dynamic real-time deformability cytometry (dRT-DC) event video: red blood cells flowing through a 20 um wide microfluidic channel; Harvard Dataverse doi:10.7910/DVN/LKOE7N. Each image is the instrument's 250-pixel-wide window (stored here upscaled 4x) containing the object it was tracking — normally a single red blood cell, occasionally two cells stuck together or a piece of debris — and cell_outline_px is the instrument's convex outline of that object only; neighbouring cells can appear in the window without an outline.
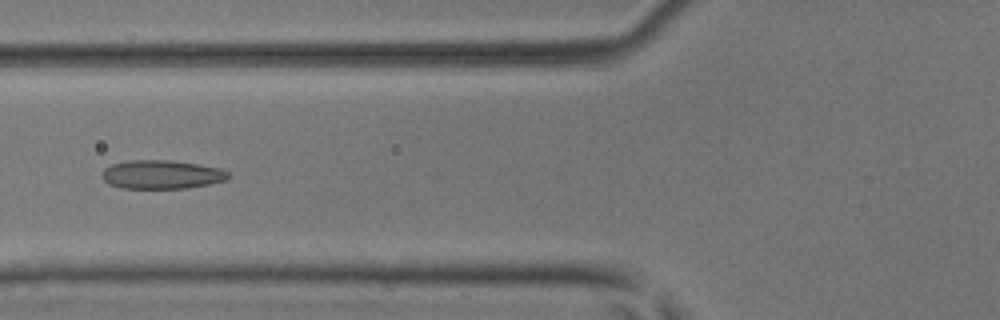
{"species": "common noctule bat (a hibernating species)", "species_latin": "Nyctalus noctula", "temperature_condition": "room temperature", "stored_images_in_passage": 5, "camera_frame_rate_fps": 3000, "um_per_image_px": 0.085, "animal": {"sex": "male", "body_mass_g": 17.9, "forearm_length_mm": 54.2}, "frame": {"image": 1, "passage_image": 5, "time_ms": 1.333, "image_size_px": [1000, 320], "cell_outline_px": [[228, 176], [224, 180], [208, 184], [188, 188], [120, 188], [108, 184], [100, 176], [100, 172], [104, 168], [112, 164], [128, 160], [172, 160], [200, 164], [220, 168], [228, 172]], "centroid_in_image_um": [13.67, 14.82], "position_along_channel_um": 112.1, "area_um2": 21.27}}